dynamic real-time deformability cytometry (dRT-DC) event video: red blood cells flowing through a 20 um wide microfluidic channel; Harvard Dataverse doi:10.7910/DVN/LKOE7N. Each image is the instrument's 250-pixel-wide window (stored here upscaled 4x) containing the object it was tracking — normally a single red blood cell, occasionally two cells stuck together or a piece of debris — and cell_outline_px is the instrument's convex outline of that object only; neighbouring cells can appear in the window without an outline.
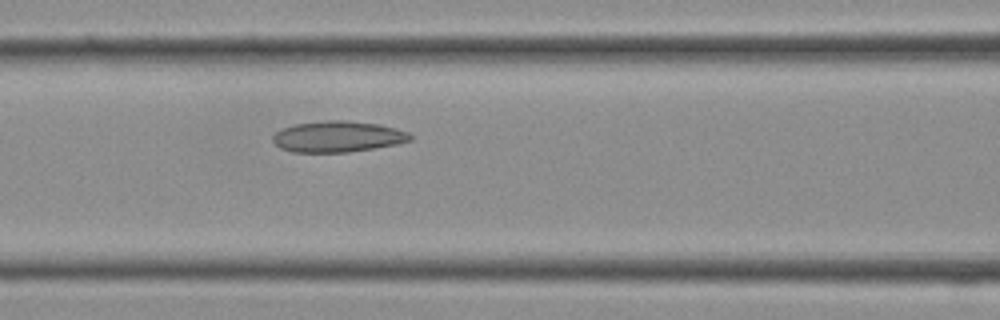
{"species": "Egyptian fruit bat (a non-hibernating species)", "species_latin": "Rousettus aegyptiacus", "temperature_condition": "cold", "stored_images_in_passage": 13, "camera_frame_rate_fps": 3000, "um_per_image_px": 0.085, "frame": {"image": 1, "passage_image": 11, "time_ms": 3.333, "image_size_px": [1000, 320], "cell_outline_px": [[412, 140], [396, 144], [376, 148], [348, 152], [292, 152], [280, 148], [272, 140], [272, 136], [280, 128], [296, 124], [324, 120], [348, 120], [376, 124], [396, 128], [408, 132], [412, 136]], "centroid_in_image_um": [28.69, 11.61], "position_along_channel_um": 137.9, "area_um2": 24.97}}
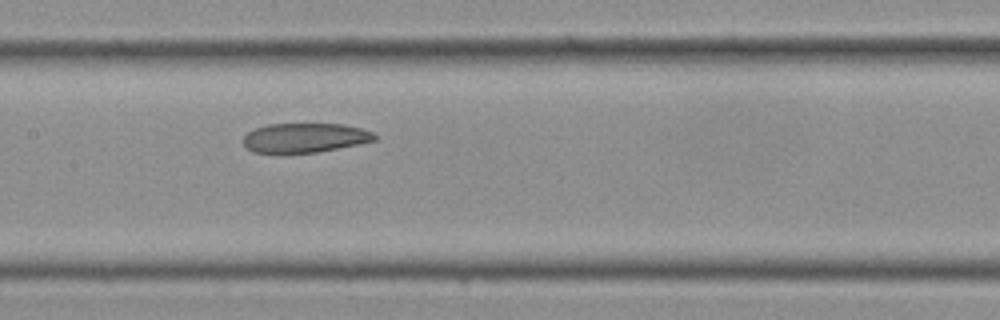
{"frame": {"image": 2, "passage_image": 13, "time_ms": 4.0, "image_size_px": [1000, 320], "cell_outline_px": [[376, 140], [316, 152], [252, 152], [244, 144], [244, 136], [248, 132], [256, 128], [268, 124], [344, 124], [360, 128], [372, 132], [376, 136]], "centroid_in_image_um": [25.9, 11.7], "position_along_channel_um": 181.5, "area_um2": 22.02}}